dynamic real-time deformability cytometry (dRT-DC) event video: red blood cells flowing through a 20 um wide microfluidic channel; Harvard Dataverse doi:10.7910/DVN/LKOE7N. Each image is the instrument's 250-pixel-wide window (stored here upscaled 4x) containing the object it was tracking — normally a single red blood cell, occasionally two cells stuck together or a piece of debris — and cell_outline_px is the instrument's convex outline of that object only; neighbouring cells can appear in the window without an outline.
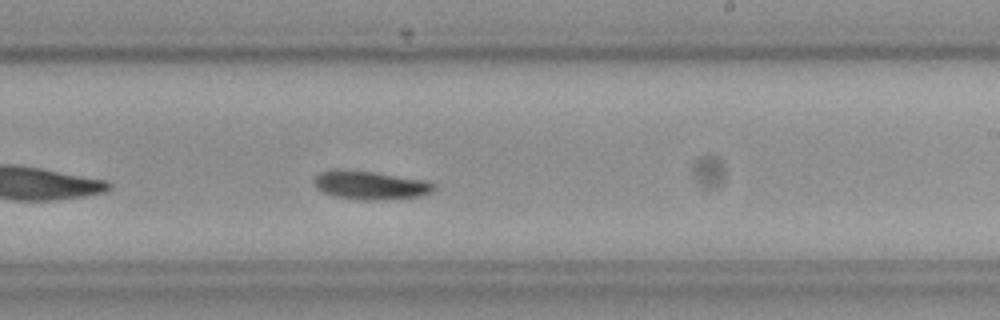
{"species": "Egyptian fruit bat (a non-hibernating species)", "species_latin": "Rousettus aegyptiacus", "temperature_condition": "cold", "stored_images_in_passage": 41, "camera_frame_rate_fps": 3000, "um_per_image_px": 0.085, "frame": {"image": 1, "passage_image": 18, "time_ms": 5.667, "image_size_px": [1000, 320], "cell_outline_px": [[436, 188], [432, 192], [420, 196], [384, 200], [356, 200], [332, 196], [316, 188], [312, 184], [312, 180], [320, 172], [336, 168], [372, 172], [428, 180], [436, 184]], "centroid_in_image_um": [31.46, 15.74], "position_along_channel_um": 257.5, "area_um2": 20.4}}
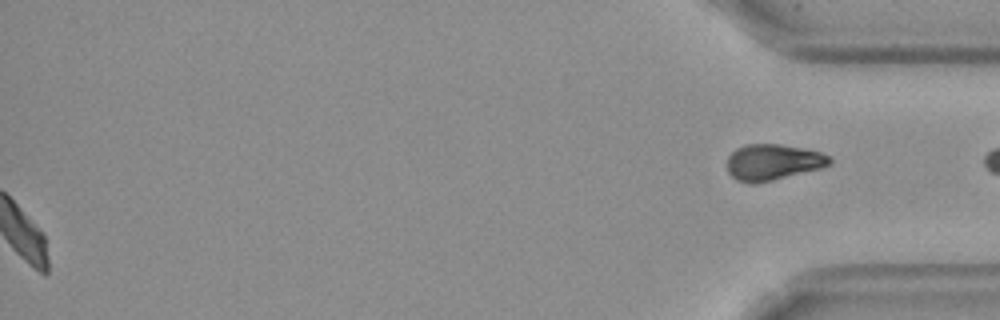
{"frame": {"image": 2, "passage_image": 41, "time_ms": 13.333, "image_size_px": [1000, 320], "cell_outline_px": [[832, 164], [820, 168], [756, 184], [752, 184], [736, 180], [728, 172], [728, 156], [736, 148], [744, 144], [780, 144], [804, 148], [820, 152], [828, 156], [832, 160]], "centroid_in_image_um": [65.68, 13.78], "position_along_channel_um": 369.5, "area_um2": 21.5}, "authors_computed_cell_mechanics": {"area_um2": 19.7098, "velocity_mm_per_s": 3.5321, "shape_relaxation_time_tau1_ms": 3.1909, "shape_relaxation_time_tau2_ms": null, "deformation_change_tau1": 0.1146, "deformation_change_tau2": null}}